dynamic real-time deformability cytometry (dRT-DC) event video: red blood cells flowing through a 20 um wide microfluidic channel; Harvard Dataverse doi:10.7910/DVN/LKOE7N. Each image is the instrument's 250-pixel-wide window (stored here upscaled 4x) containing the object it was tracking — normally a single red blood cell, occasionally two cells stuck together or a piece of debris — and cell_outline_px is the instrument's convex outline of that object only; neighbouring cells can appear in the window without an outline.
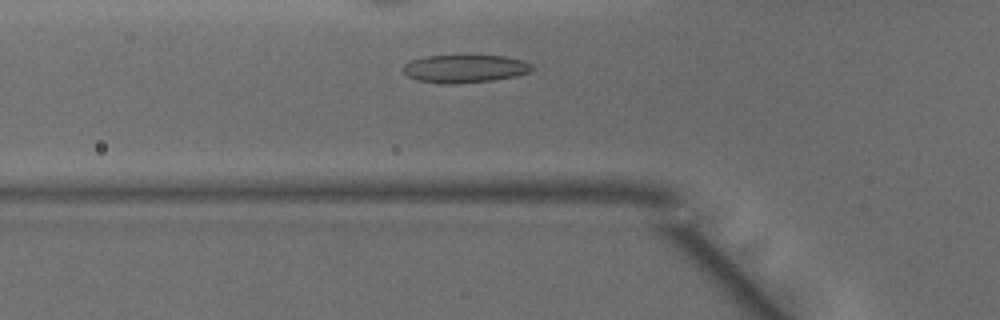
{"species": "common noctule bat (a hibernating species)", "species_latin": "Nyctalus noctula", "temperature_condition": "warm", "stored_images_in_passage": 34, "camera_frame_rate_fps": 3000, "um_per_image_px": 0.085, "animal": {"sex": "male", "body_mass_g": 15.6}, "frame": {"image": 1, "passage_image": 7, "time_ms": 2.0, "image_size_px": [1000, 320], "cell_outline_px": [[536, 68], [528, 72], [516, 76], [492, 80], [448, 84], [420, 80], [408, 76], [404, 72], [404, 64], [412, 60], [428, 56], [504, 56], [524, 60], [532, 64]], "centroid_in_image_um": [39.57, 5.83], "position_along_channel_um": 86.2, "area_um2": 20.63}}
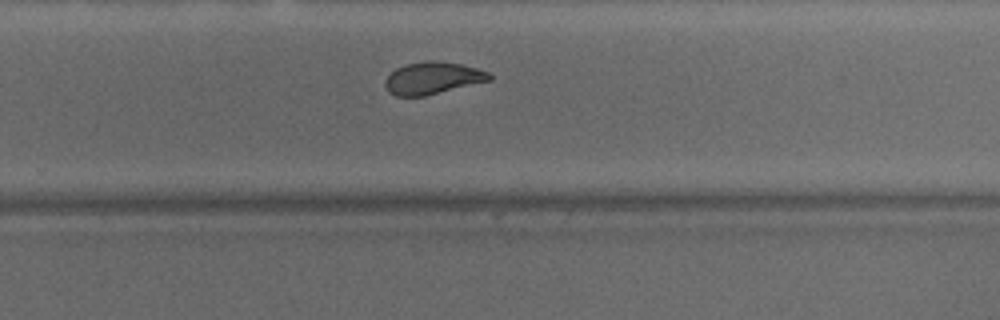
{"frame": {"image": 2, "passage_image": 22, "time_ms": 7.0, "image_size_px": [1000, 320], "cell_outline_px": [[492, 80], [424, 96], [396, 96], [388, 92], [384, 84], [384, 80], [396, 68], [408, 64], [428, 60], [436, 60], [460, 64], [476, 68], [488, 72], [492, 76]], "centroid_in_image_um": [36.77, 6.64], "position_along_channel_um": 293.0, "area_um2": 19.48}}
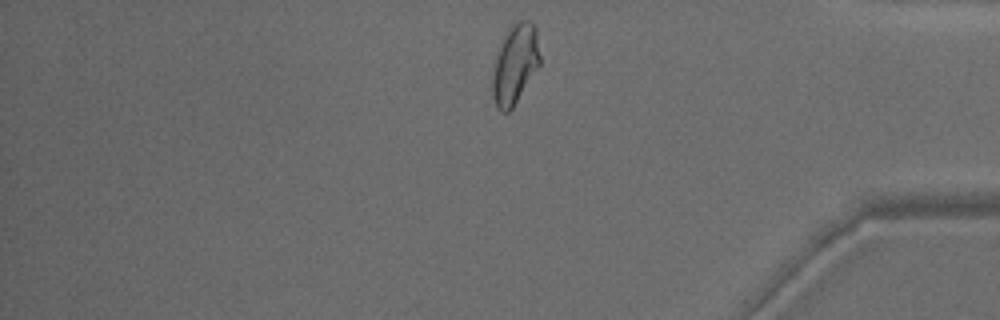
{"frame": {"image": 3, "passage_image": 31, "time_ms": 10.0, "image_size_px": [1000, 320], "cell_outline_px": [[540, 64], [512, 108], [508, 112], [500, 112], [496, 108], [492, 96], [492, 76], [496, 56], [504, 36], [512, 24], [516, 20], [528, 20], [536, 28], [540, 56]], "centroid_in_image_um": [43.77, 5.46], "position_along_channel_um": 391.4, "area_um2": 21.91}, "authors_computed_cell_mechanics": {"area_um2": 20.4612, "velocity_mm_per_s": 4.1263, "shape_relaxation_time_tau1_ms": 6.4142, "shape_relaxation_time_tau2_ms": 1.5375, "deformation_change_tau1": 0.1813, "deformation_change_tau2": 0.0813}}